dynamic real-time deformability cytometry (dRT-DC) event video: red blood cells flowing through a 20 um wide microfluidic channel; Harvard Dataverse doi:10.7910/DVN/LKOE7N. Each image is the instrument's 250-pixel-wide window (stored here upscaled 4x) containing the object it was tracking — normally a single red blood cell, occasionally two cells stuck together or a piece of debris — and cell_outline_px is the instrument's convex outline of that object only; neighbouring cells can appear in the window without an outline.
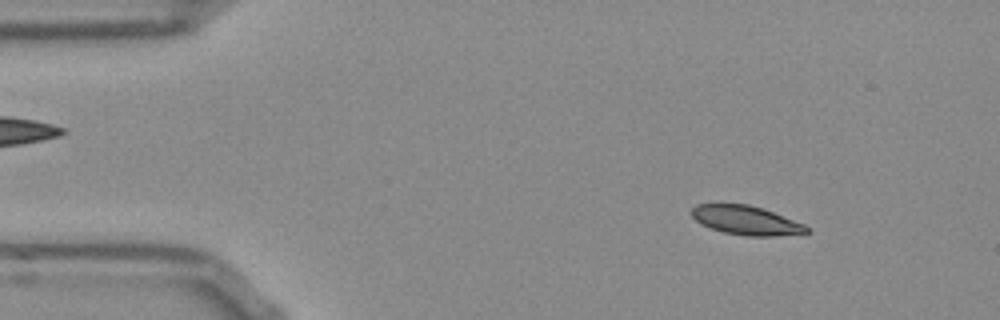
{"species": "Egyptian fruit bat (a non-hibernating species)", "species_latin": "Rousettus aegyptiacus", "temperature_condition": "room temperature", "stored_images_in_passage": 52, "camera_frame_rate_fps": 3000, "um_per_image_px": 0.085, "frame": {"image": 1, "passage_image": 6, "time_ms": 1.667, "image_size_px": [1000, 320], "cell_outline_px": [[812, 232], [776, 236], [748, 236], [724, 232], [700, 224], [692, 216], [692, 208], [696, 204], [748, 204], [764, 208], [804, 224]], "centroid_in_image_um": [63.44, 18.72], "position_along_channel_um": 21.6, "area_um2": 19.42}}
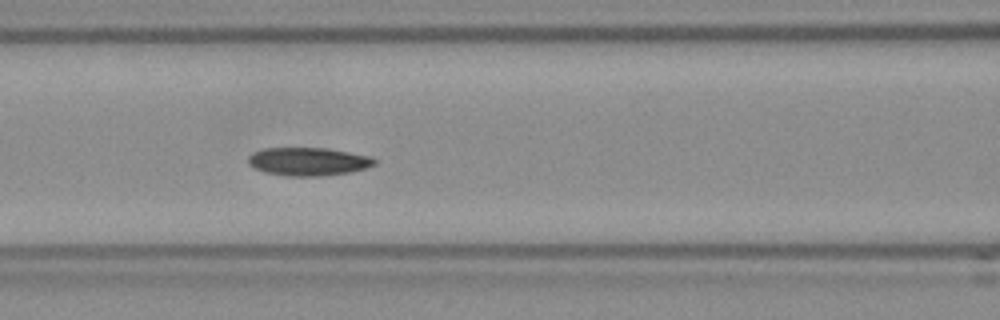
{"frame": {"image": 2, "passage_image": 21, "time_ms": 6.667, "image_size_px": [1000, 320], "cell_outline_px": [[376, 164], [352, 172], [324, 176], [284, 176], [264, 172], [248, 164], [248, 156], [252, 152], [264, 148], [328, 148], [372, 156], [376, 160]], "centroid_in_image_um": [26.21, 13.73], "position_along_channel_um": 140.4, "area_um2": 20.98}}
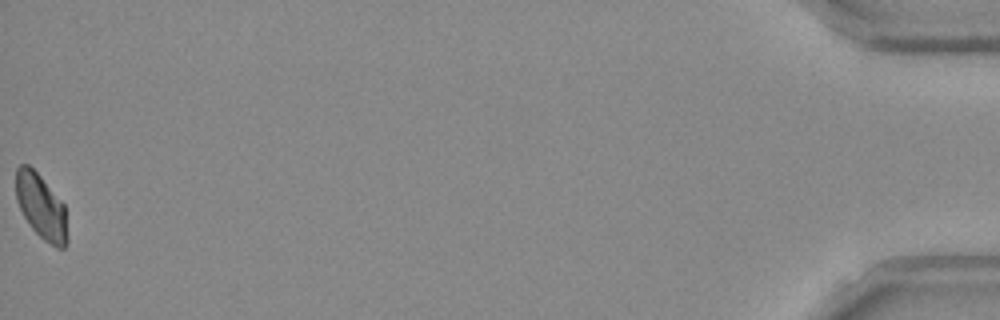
{"frame": {"image": 3, "passage_image": 52, "time_ms": 17.0, "image_size_px": [1000, 320], "cell_outline_px": [[68, 244], [64, 248], [56, 248], [44, 240], [32, 228], [24, 216], [16, 200], [16, 168], [20, 164], [28, 164], [40, 176], [64, 204], [68, 236]], "centroid_in_image_um": [3.51, 17.59], "position_along_channel_um": 431.7, "area_um2": 19.42}, "authors_computed_cell_mechanics": {"area_um2": 20.2011, "velocity_mm_per_s": 3.8448, "shape_relaxation_time_tau1_ms": 4.0773, "shape_relaxation_time_tau2_ms": null, "deformation_change_tau1": 0.1183, "deformation_change_tau2": null}}